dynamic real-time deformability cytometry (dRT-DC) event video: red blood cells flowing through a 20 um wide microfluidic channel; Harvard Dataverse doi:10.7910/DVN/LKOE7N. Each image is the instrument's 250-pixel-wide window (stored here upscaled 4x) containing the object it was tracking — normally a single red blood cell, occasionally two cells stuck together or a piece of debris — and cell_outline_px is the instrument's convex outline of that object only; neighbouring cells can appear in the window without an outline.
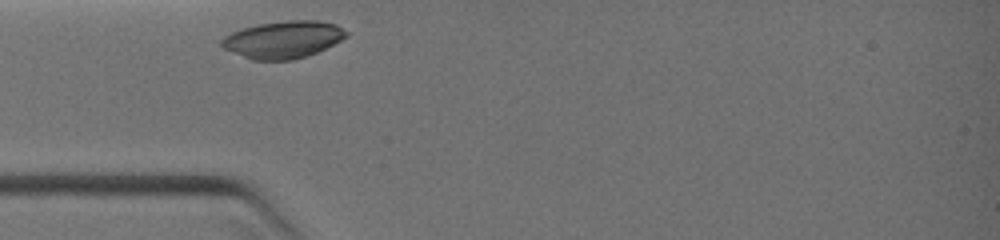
{"species": "common noctule bat (a hibernating species)", "species_latin": "Nyctalus noctula", "temperature_condition": "warm", "stored_images_in_passage": 2, "camera_frame_rate_fps": 3000, "um_per_image_px": 0.085, "animal": {"sex": "female", "body_mass_g": 19.0, "forearm_length_mm": 51.5}, "frame": {"image": 1, "passage_image": 1, "time_ms": 0.0, "image_size_px": [1000, 240], "cell_outline_px": [[348, 36], [316, 52], [292, 60], [252, 60], [224, 48], [220, 44], [220, 40], [224, 36], [232, 32], [244, 28], [260, 24], [288, 20], [320, 20], [336, 24], [348, 32]], "centroid_in_image_um": [24.07, 3.35], "position_along_channel_um": 60.9, "area_um2": 26.76}}
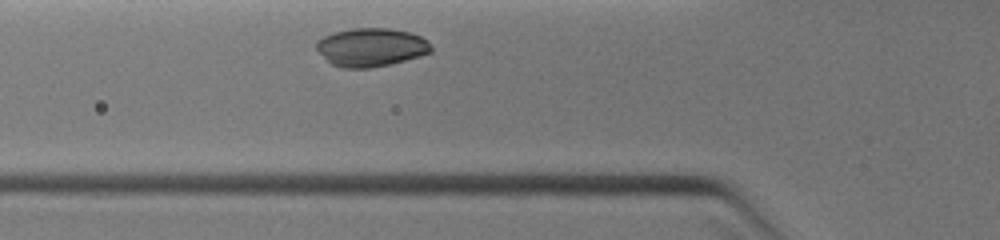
{"frame": {"image": 2, "passage_image": 2, "time_ms": 0.667, "image_size_px": [1000, 240], "cell_outline_px": [[432, 52], [420, 56], [372, 68], [340, 68], [332, 64], [316, 48], [316, 44], [324, 36], [336, 32], [352, 28], [388, 28], [412, 32], [428, 40], [432, 48]], "centroid_in_image_um": [31.59, 4.01], "position_along_channel_um": 94.2, "area_um2": 25.55}}